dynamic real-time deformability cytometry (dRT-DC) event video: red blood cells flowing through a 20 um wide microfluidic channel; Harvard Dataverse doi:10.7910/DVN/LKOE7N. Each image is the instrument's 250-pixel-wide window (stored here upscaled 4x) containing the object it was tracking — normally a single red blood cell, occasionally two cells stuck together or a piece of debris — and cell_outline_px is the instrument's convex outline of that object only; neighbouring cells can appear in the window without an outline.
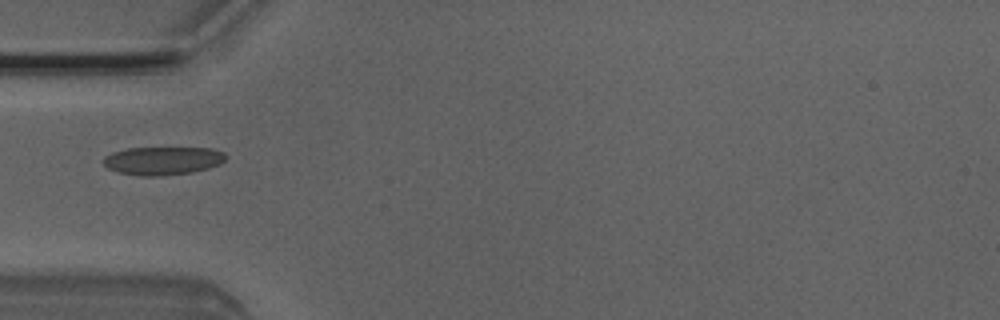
{"species": "Egyptian fruit bat (a non-hibernating species)", "species_latin": "Rousettus aegyptiacus", "temperature_condition": "room temperature", "stored_images_in_passage": 3, "camera_frame_rate_fps": 3000, "um_per_image_px": 0.085, "animal": {"sex": "male"}, "frame": {"image": 1, "passage_image": 2, "time_ms": 0.333, "image_size_px": [1000, 320], "cell_outline_px": [[228, 156], [220, 164], [208, 168], [192, 172], [160, 176], [140, 176], [120, 172], [108, 168], [100, 160], [104, 156], [112, 152], [128, 148], [212, 148], [224, 152]], "centroid_in_image_um": [13.83, 13.65], "position_along_channel_um": 71.2, "area_um2": 20.23}}